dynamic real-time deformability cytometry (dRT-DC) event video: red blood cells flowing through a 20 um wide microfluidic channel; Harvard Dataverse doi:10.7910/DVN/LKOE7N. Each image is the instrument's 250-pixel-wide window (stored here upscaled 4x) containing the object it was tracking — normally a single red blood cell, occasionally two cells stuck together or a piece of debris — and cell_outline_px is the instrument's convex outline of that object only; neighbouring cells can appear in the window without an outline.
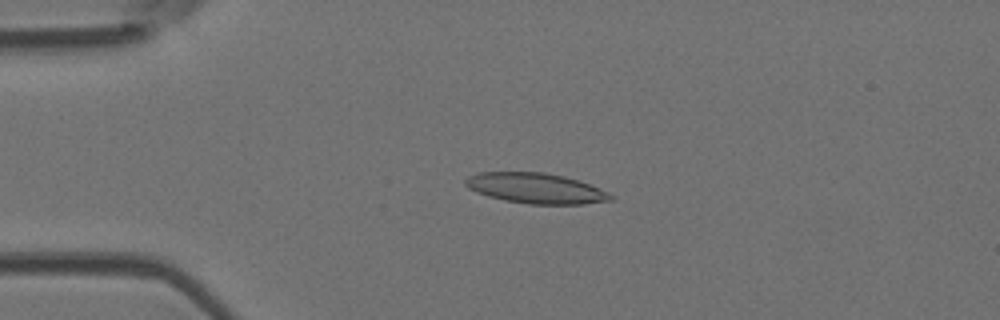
{"species": "Egyptian fruit bat (a non-hibernating species)", "species_latin": "Rousettus aegyptiacus", "temperature_condition": "room temperature", "stored_images_in_passage": 52, "camera_frame_rate_fps": 3000, "um_per_image_px": 0.085, "animal": {"sex": "female"}, "frame": {"image": 1, "passage_image": 12, "time_ms": 3.667, "image_size_px": [1000, 320], "cell_outline_px": [[616, 196], [612, 200], [584, 204], [528, 204], [504, 200], [488, 196], [476, 192], [468, 188], [464, 184], [464, 180], [468, 176], [480, 172], [544, 172], [564, 176], [580, 180], [600, 188]], "centroid_in_image_um": [45.56, 16.0], "position_along_channel_um": 39.4, "area_um2": 25.95}}
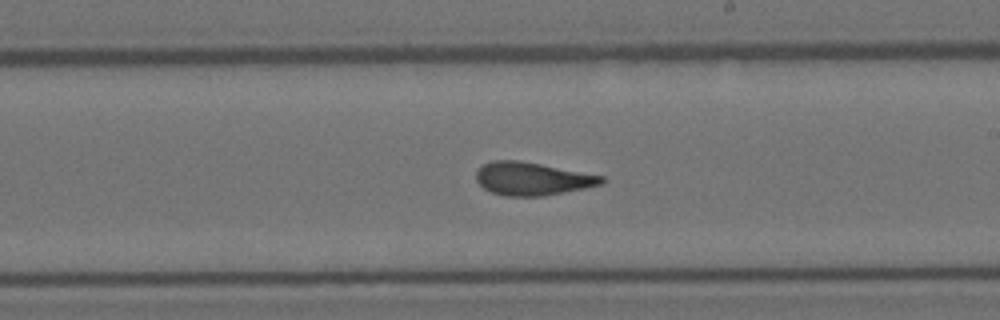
{"frame": {"image": 2, "passage_image": 30, "time_ms": 9.667, "image_size_px": [1000, 320], "cell_outline_px": [[608, 180], [604, 184], [544, 196], [504, 196], [492, 192], [484, 188], [476, 180], [476, 172], [484, 164], [492, 160], [520, 160], [604, 176]], "centroid_in_image_um": [45.27, 15.19], "position_along_channel_um": 243.7, "area_um2": 24.16}}
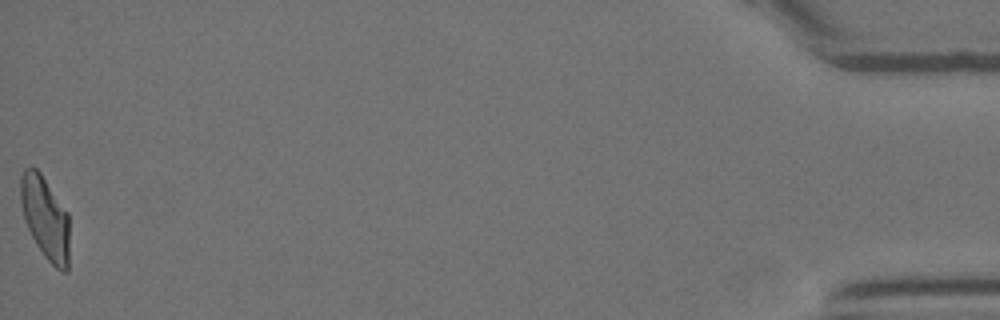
{"frame": {"image": 3, "passage_image": 52, "time_ms": 17.0, "image_size_px": [1000, 320], "cell_outline_px": [[68, 272], [60, 272], [44, 256], [36, 244], [24, 220], [20, 200], [20, 176], [24, 168], [36, 168], [40, 172], [68, 212]], "centroid_in_image_um": [3.84, 18.51], "position_along_channel_um": 431.4, "area_um2": 23.58}, "authors_computed_cell_mechanics": {"area_um2": 24.3627, "velocity_mm_per_s": 3.9066, "shape_relaxation_time_tau1_ms": null, "shape_relaxation_time_tau2_ms": 2.1717, "deformation_change_tau1": null, "deformation_change_tau2": 0.1083}}